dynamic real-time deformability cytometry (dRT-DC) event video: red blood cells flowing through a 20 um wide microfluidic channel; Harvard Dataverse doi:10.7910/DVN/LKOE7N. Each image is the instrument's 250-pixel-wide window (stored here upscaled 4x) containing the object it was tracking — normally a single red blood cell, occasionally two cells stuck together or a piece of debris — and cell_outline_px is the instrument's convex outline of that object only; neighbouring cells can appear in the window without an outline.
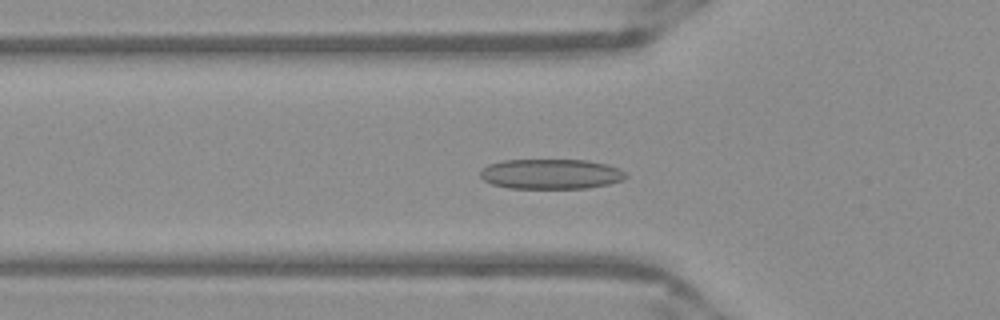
{"species": "Egyptian fruit bat (a non-hibernating species)", "species_latin": "Rousettus aegyptiacus", "temperature_condition": "warm", "stored_images_in_passage": 51, "camera_frame_rate_fps": 3000, "um_per_image_px": 0.085, "frame": {"image": 1, "passage_image": 17, "time_ms": 5.333, "image_size_px": [1000, 320], "cell_outline_px": [[628, 176], [624, 180], [608, 184], [588, 188], [508, 188], [492, 184], [484, 180], [480, 176], [480, 172], [488, 164], [504, 160], [588, 160], [608, 164], [620, 168]], "centroid_in_image_um": [46.86, 14.79], "position_along_channel_um": 78.9, "area_um2": 25.61}}
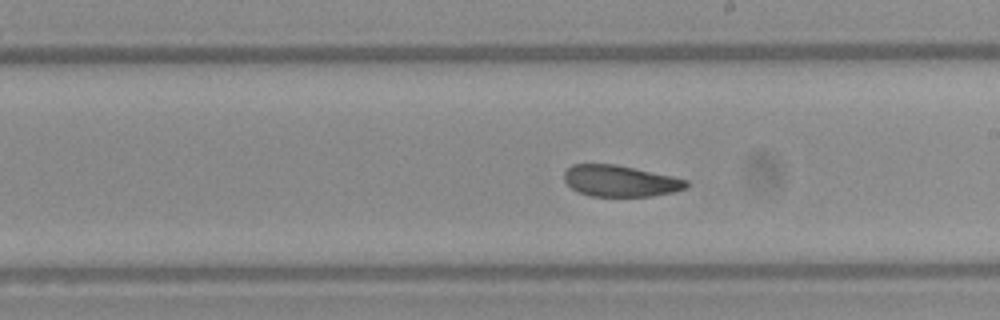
{"frame": {"image": 2, "passage_image": 29, "time_ms": 9.333, "image_size_px": [1000, 320], "cell_outline_px": [[688, 184], [684, 188], [676, 192], [652, 196], [592, 196], [580, 192], [572, 188], [564, 180], [564, 172], [572, 164], [616, 164], [672, 176], [688, 180]], "centroid_in_image_um": [52.73, 15.38], "position_along_channel_um": 236.3, "area_um2": 22.2}}
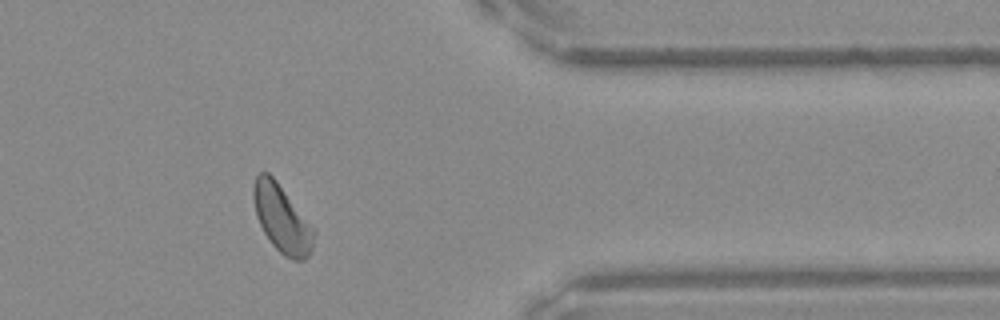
{"frame": {"image": 3, "passage_image": 42, "time_ms": 13.667, "image_size_px": [1000, 320], "cell_outline_px": [[316, 232], [312, 248], [308, 256], [304, 260], [292, 260], [284, 256], [272, 244], [264, 232], [256, 216], [252, 196], [252, 188], [256, 176], [260, 172], [268, 172], [276, 180], [316, 228]], "centroid_in_image_um": [23.98, 18.59], "position_along_channel_um": 387.4, "area_um2": 24.1}, "authors_computed_cell_mechanics": {"area_um2": 24.0448, "velocity_mm_per_s": 3.9022, "shape_relaxation_time_tau1_ms": 4.0516, "shape_relaxation_time_tau2_ms": 1.7439, "deformation_change_tau1": 0.1058, "deformation_change_tau2": 0.0828}}